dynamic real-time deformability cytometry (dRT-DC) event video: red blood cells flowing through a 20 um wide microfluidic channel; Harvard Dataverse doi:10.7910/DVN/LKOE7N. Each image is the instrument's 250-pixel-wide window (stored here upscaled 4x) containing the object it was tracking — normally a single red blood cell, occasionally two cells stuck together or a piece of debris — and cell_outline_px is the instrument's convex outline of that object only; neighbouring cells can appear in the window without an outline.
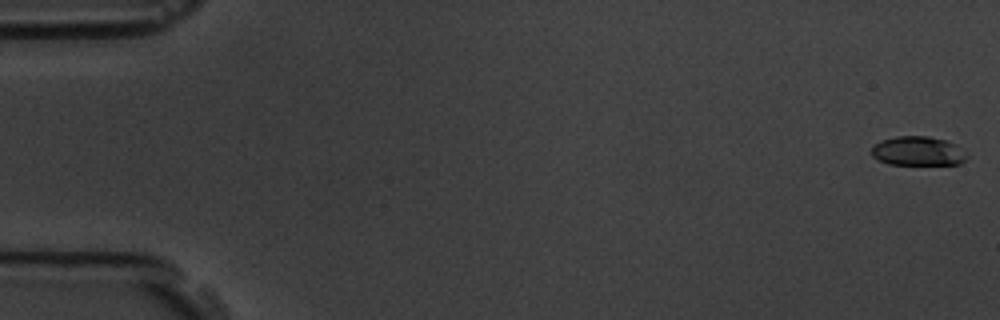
{"species": "common noctule bat (a hibernating species)", "species_latin": "Nyctalus noctula", "temperature_condition": "room temperature", "stored_images_in_passage": 56, "camera_frame_rate_fps": 3000, "um_per_image_px": 0.085, "animal": {"sex": "male", "body_mass_g": 19.5, "forearm_length_mm": 54.6}, "frame": {"image": 1, "passage_image": 1, "time_ms": 0.0, "image_size_px": [1000, 320], "cell_outline_px": [[968, 156], [960, 164], [888, 164], [872, 156], [872, 148], [880, 140], [896, 136], [928, 136], [944, 140], [956, 144]], "centroid_in_image_um": [78.02, 12.84], "position_along_channel_um": 7.0, "area_um2": 16.07}}
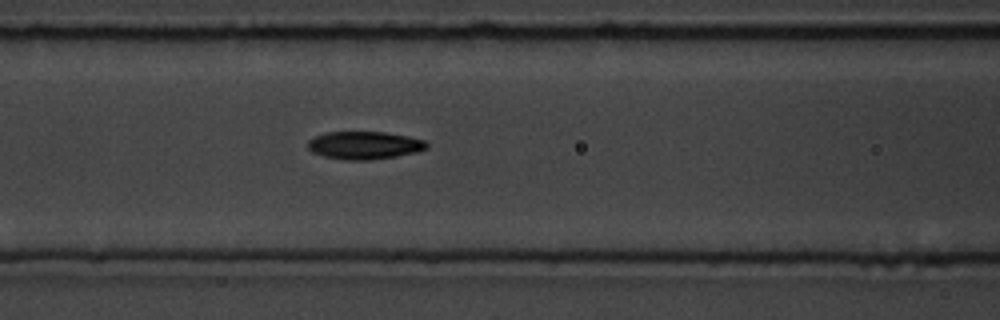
{"frame": {"image": 2, "passage_image": 24, "time_ms": 7.667, "image_size_px": [1000, 320], "cell_outline_px": [[428, 148], [416, 152], [396, 156], [368, 160], [344, 160], [324, 156], [312, 152], [308, 148], [308, 140], [316, 136], [328, 132], [384, 132], [408, 136], [424, 140], [428, 144]], "centroid_in_image_um": [30.98, 12.35], "position_along_channel_um": 135.6, "area_um2": 19.19}}
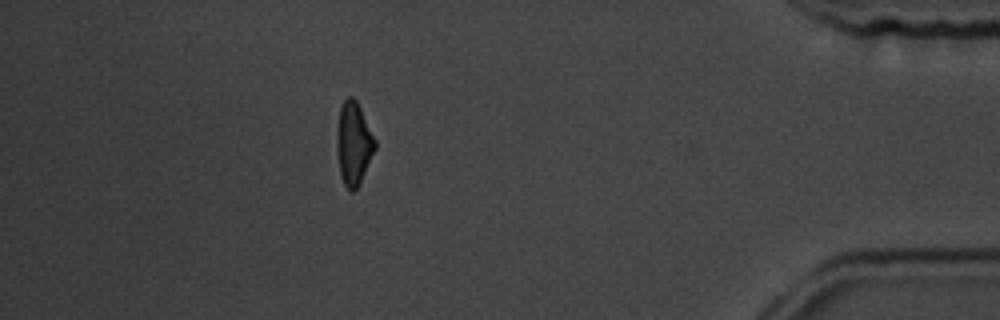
{"frame": {"image": 3, "passage_image": 50, "time_ms": 16.333, "image_size_px": [1000, 320], "cell_outline_px": [[376, 148], [360, 184], [352, 192], [344, 184], [340, 176], [336, 148], [336, 136], [340, 108], [344, 100], [348, 96], [352, 96], [356, 100], [376, 140]], "centroid_in_image_um": [30.05, 12.21], "position_along_channel_um": 405.1, "area_um2": 18.5}, "authors_computed_cell_mechanics": {"area_um2": 18.496, "velocity_mm_per_s": 3.6679, "shape_relaxation_time_tau1_ms": 3.1807, "shape_relaxation_time_tau2_ms": 6.0927, "deformation_change_tau1": 0.1529, "deformation_change_tau2": 0.124}}